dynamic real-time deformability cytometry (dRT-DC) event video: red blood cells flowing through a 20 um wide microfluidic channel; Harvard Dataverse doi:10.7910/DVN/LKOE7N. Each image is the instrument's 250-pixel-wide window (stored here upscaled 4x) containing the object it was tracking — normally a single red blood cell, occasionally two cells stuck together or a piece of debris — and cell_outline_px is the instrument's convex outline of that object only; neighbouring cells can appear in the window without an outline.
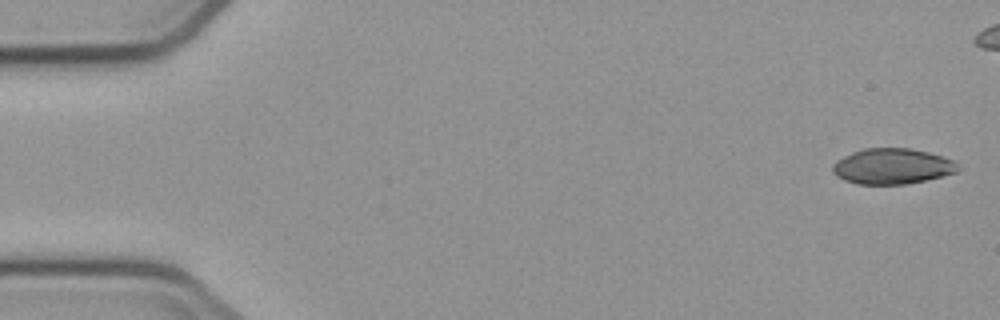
{"species": "common noctule bat (a hibernating species)", "species_latin": "Nyctalus noctula", "temperature_condition": "cold", "stored_images_in_passage": 4, "camera_frame_rate_fps": 3000, "um_per_image_px": 0.085, "animal": {"sex": "male", "body_mass_g": 23.1, "forearm_length_mm": 52.7}, "frame": {"image": 1, "passage_image": 1, "time_ms": 0.0, "image_size_px": [1000, 320], "cell_outline_px": [[964, 168], [956, 172], [908, 184], [856, 184], [844, 180], [836, 176], [832, 172], [832, 164], [836, 160], [852, 152], [864, 148], [912, 148], [928, 152], [952, 160], [960, 164]], "centroid_in_image_um": [75.83, 14.13], "position_along_channel_um": 9.2, "area_um2": 26.18}}